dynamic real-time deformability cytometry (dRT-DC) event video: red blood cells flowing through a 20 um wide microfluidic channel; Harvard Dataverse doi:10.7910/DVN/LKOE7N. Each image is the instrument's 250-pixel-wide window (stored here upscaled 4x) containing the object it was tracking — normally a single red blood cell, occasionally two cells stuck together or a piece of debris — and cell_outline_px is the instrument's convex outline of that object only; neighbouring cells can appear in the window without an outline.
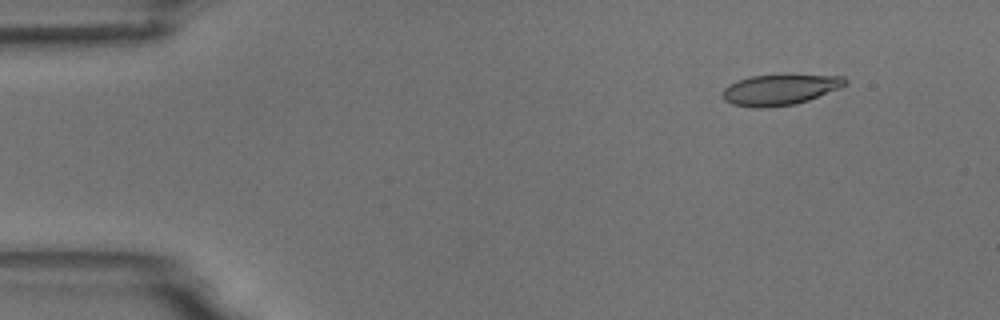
{"species": "common noctule bat (a hibernating species)", "species_latin": "Nyctalus noctula", "temperature_condition": "room temperature", "stored_images_in_passage": 3, "camera_frame_rate_fps": 3000, "um_per_image_px": 0.085, "animal": {"sex": "male", "body_mass_g": 18.8}, "frame": {"image": 1, "passage_image": 1, "time_ms": 0.0, "image_size_px": [1000, 320], "cell_outline_px": [[848, 84], [840, 88], [808, 100], [796, 104], [760, 108], [752, 108], [732, 104], [724, 100], [724, 88], [728, 84], [736, 80], [748, 76], [844, 76], [848, 80]], "centroid_in_image_um": [66.27, 7.64], "position_along_channel_um": 18.7, "area_um2": 21.62}}